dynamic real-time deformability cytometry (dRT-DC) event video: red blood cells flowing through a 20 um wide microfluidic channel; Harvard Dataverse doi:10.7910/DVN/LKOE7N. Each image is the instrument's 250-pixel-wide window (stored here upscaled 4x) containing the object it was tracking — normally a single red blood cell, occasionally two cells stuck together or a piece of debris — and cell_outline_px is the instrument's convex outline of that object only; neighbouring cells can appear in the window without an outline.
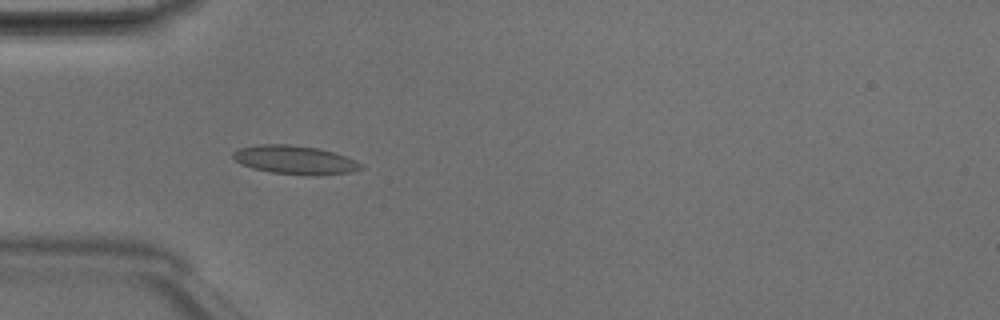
{"species": "Egyptian fruit bat (a non-hibernating species)", "species_latin": "Rousettus aegyptiacus", "temperature_condition": "room temperature", "stored_images_in_passage": 6, "camera_frame_rate_fps": 3000, "um_per_image_px": 0.085, "animal": {"sex": "male"}, "frame": {"image": 1, "passage_image": 5, "time_ms": 1.333, "image_size_px": [1000, 320], "cell_outline_px": [[364, 168], [352, 172], [316, 176], [312, 176], [272, 172], [252, 168], [240, 164], [232, 156], [232, 152], [240, 148], [260, 144], [288, 144], [316, 148], [332, 152], [356, 160], [364, 164]], "centroid_in_image_um": [25.09, 13.6], "position_along_channel_um": 59.9, "area_um2": 21.39}}